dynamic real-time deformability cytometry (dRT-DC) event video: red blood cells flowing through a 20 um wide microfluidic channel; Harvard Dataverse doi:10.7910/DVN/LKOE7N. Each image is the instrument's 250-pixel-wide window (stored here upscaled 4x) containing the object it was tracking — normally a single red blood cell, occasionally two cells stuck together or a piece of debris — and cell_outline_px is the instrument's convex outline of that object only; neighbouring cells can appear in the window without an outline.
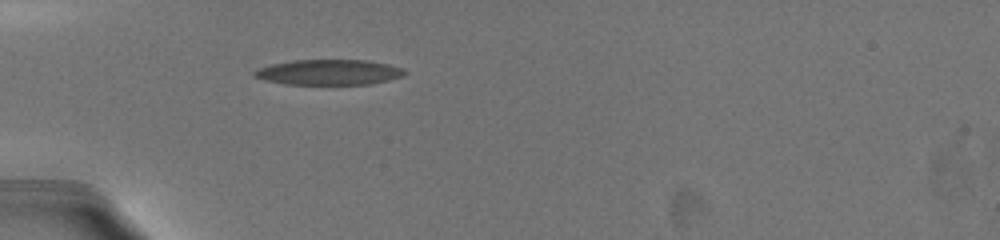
{"species": "common noctule bat (a hibernating species)", "species_latin": "Nyctalus noctula", "temperature_condition": "warm", "stored_images_in_passage": 33, "camera_frame_rate_fps": 3000, "um_per_image_px": 0.085, "animal": {"sex": "female", "body_mass_g": 19.5, "forearm_length_mm": 54.1}, "frame": {"image": 1, "passage_image": 1, "time_ms": 0.0, "image_size_px": [1000, 240], "cell_outline_px": [[408, 72], [404, 76], [388, 80], [368, 84], [284, 84], [264, 80], [252, 76], [252, 72], [256, 68], [272, 64], [292, 60], [368, 60], [388, 64], [404, 68]], "centroid_in_image_um": [27.94, 6.13], "position_along_channel_um": 57.1, "area_um2": 22.43}}
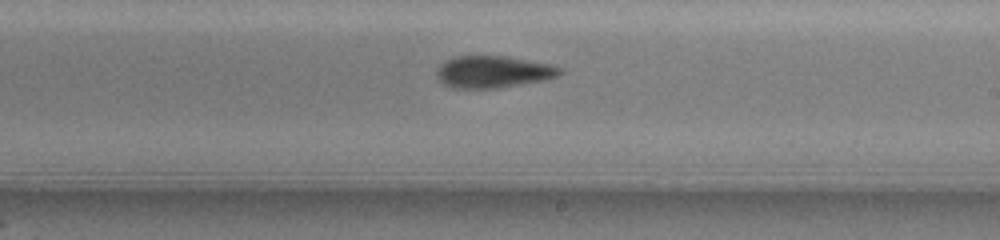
{"frame": {"image": 2, "passage_image": 15, "time_ms": 5.667, "image_size_px": [1000, 240], "cell_outline_px": [[560, 72], [556, 76], [540, 80], [520, 84], [496, 88], [456, 88], [444, 84], [436, 76], [436, 68], [440, 64], [456, 56], [508, 56], [552, 64], [560, 68]], "centroid_in_image_um": [41.87, 6.09], "position_along_channel_um": 247.1, "area_um2": 22.66}}
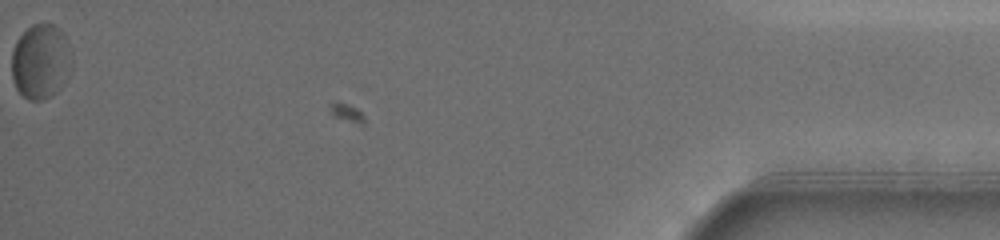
{"frame": {"image": 3, "passage_image": 33, "time_ms": 13.333, "image_size_px": [1000, 240], "cell_outline_px": [[72, 68], [64, 84], [52, 96], [44, 100], [28, 100], [16, 88], [12, 80], [12, 48], [16, 40], [32, 24], [56, 24], [60, 28], [72, 52]], "centroid_in_image_um": [3.48, 5.23], "position_along_channel_um": 431.7, "area_um2": 26.65}, "authors_computed_cell_mechanics": {"area_um2": 23.5246, "velocity_mm_per_s": 3.5696, "shape_relaxation_time_tau1_ms": 4.6232, "shape_relaxation_time_tau2_ms": 3.5113, "deformation_change_tau1": 0.1502, "deformation_change_tau2": 0.1041}}